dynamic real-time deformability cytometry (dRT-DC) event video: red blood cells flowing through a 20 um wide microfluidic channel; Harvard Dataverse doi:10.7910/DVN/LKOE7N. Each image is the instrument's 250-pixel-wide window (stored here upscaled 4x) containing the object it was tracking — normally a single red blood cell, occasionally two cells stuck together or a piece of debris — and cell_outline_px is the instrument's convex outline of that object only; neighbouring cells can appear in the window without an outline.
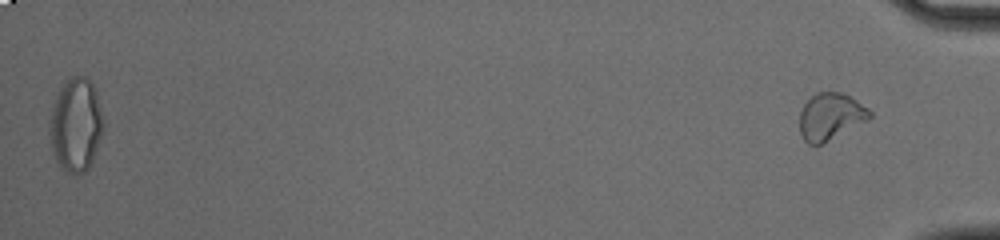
{"species": "common noctule bat (a hibernating species)", "species_latin": "Nyctalus noctula", "temperature_condition": "cold", "stored_images_in_passage": 40, "segment_of_instrument_passage": [2, 2], "camera_frame_rate_fps": 3000, "um_per_image_px": 0.085, "animal": {"sex": "male", "body_mass_g": 20.0, "forearm_length_mm": 53.3}, "frame": {"image": 1, "passage_image": 40, "time_ms": 13.0, "image_size_px": [1000, 240], "cell_outline_px": [[872, 116], [868, 120], [820, 144], [808, 144], [804, 140], [800, 132], [800, 112], [804, 104], [816, 92], [840, 92], [856, 100], [868, 108], [872, 112]], "centroid_in_image_um": [70.59, 9.89], "position_along_channel_um": 364.6, "area_um2": 18.84}}